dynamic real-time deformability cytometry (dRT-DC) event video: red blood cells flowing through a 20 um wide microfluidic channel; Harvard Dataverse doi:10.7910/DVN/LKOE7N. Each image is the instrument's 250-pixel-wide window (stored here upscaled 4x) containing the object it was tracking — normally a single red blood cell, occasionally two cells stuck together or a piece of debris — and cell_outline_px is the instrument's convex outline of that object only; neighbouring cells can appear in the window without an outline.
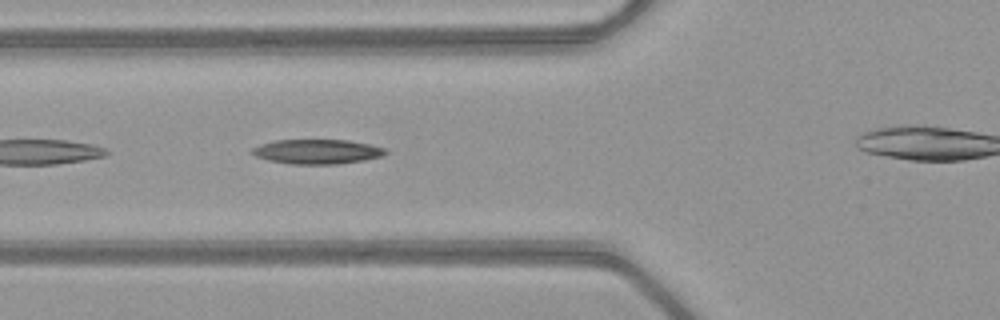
{"species": "common noctule bat (a hibernating species)", "species_latin": "Nyctalus noctula", "temperature_condition": "warm", "stored_images_in_passage": 28, "camera_frame_rate_fps": 3000, "um_per_image_px": 0.085, "animal": {"sex": "female", "body_mass_g": 21.9}, "frame": {"image": 1, "passage_image": 5, "time_ms": 1.333, "image_size_px": [1000, 320], "cell_outline_px": [[388, 152], [380, 156], [364, 160], [340, 164], [292, 164], [268, 160], [256, 156], [248, 152], [252, 148], [260, 144], [276, 140], [348, 140], [368, 144], [384, 148]], "centroid_in_image_um": [26.91, 12.89], "position_along_channel_um": 98.9, "area_um2": 19.07}}
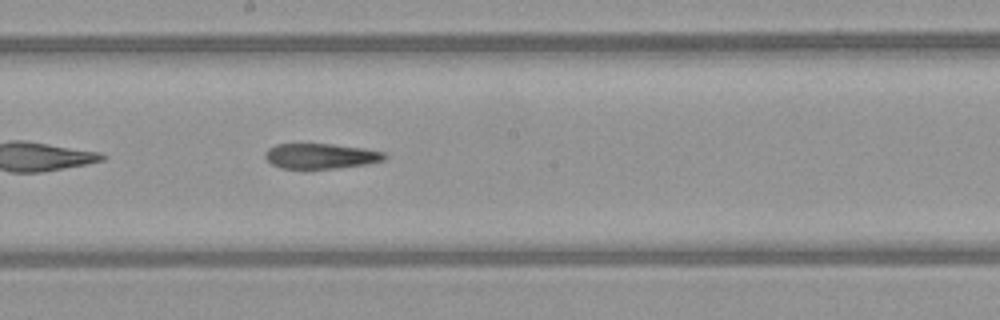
{"frame": {"image": 2, "passage_image": 14, "time_ms": 4.333, "image_size_px": [1000, 320], "cell_outline_px": [[388, 156], [384, 160], [368, 164], [336, 168], [280, 168], [272, 164], [264, 156], [264, 152], [268, 148], [276, 144], [332, 144], [364, 148], [384, 152]], "centroid_in_image_um": [27.28, 13.26], "position_along_channel_um": 220.9, "area_um2": 17.57}}
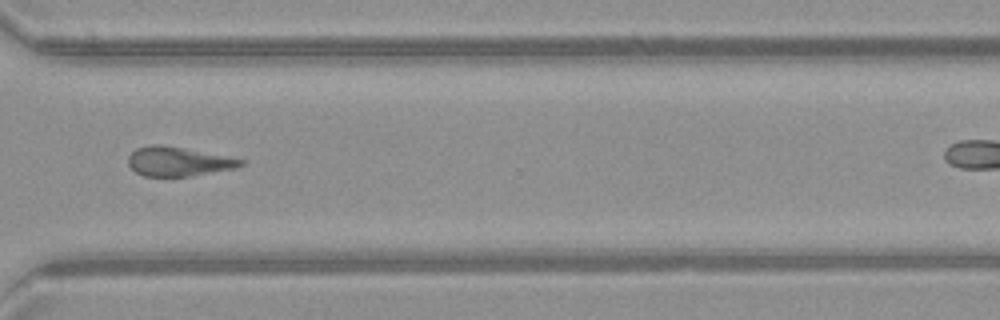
{"frame": {"image": 3, "passage_image": 24, "time_ms": 7.667, "image_size_px": [1000, 320], "cell_outline_px": [[244, 164], [236, 168], [188, 176], [144, 176], [136, 172], [128, 164], [128, 156], [136, 148], [148, 144], [160, 144], [244, 160]], "centroid_in_image_um": [15.09, 13.73], "position_along_channel_um": 355.5, "area_um2": 18.79}}